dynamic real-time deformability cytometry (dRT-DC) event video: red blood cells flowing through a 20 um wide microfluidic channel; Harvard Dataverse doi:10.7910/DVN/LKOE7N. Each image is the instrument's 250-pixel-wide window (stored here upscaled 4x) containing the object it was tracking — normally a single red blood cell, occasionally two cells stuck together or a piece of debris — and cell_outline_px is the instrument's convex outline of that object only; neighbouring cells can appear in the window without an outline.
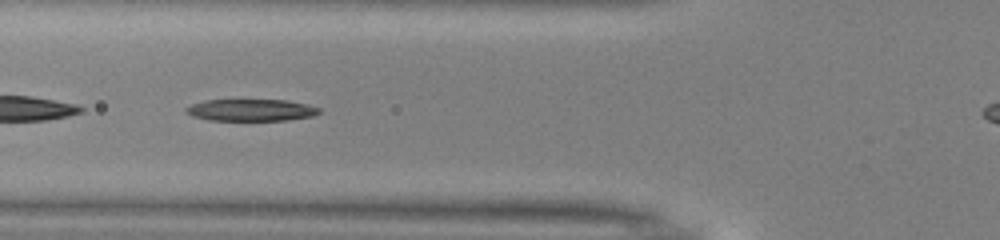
{"species": "common noctule bat (a hibernating species)", "species_latin": "Nyctalus noctula", "temperature_condition": "warm", "stored_images_in_passage": 52, "segment_of_instrument_passage": [2, 2], "camera_frame_rate_fps": 3000, "um_per_image_px": 0.085, "animal": {"sex": "male", "body_mass_g": 13.0, "forearm_length_mm": 53.1}, "frame": {"image": 1, "passage_image": 19, "time_ms": 6.0, "image_size_px": [1000, 240], "cell_outline_px": [[320, 112], [312, 116], [288, 120], [208, 120], [192, 116], [184, 112], [184, 108], [192, 104], [204, 100], [288, 100], [308, 104], [320, 108]], "centroid_in_image_um": [21.32, 9.35], "position_along_channel_um": 104.5, "area_um2": 17.05}}
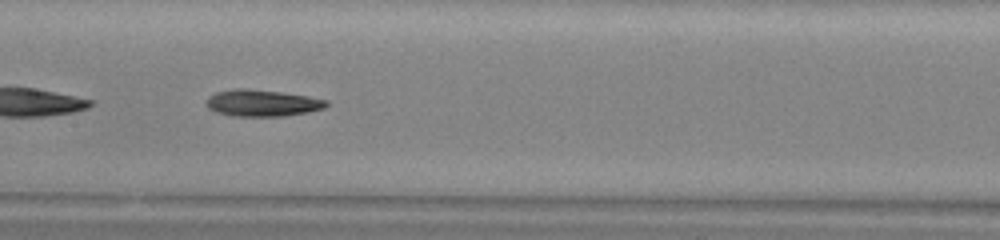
{"frame": {"image": 2, "passage_image": 25, "time_ms": 8.0, "image_size_px": [1000, 240], "cell_outline_px": [[328, 104], [324, 108], [308, 112], [284, 116], [232, 116], [216, 112], [208, 108], [204, 104], [204, 100], [208, 96], [216, 92], [236, 88], [244, 88], [280, 92], [308, 96], [328, 100]], "centroid_in_image_um": [22.24, 8.76], "position_along_channel_um": 185.2, "area_um2": 18.79}}
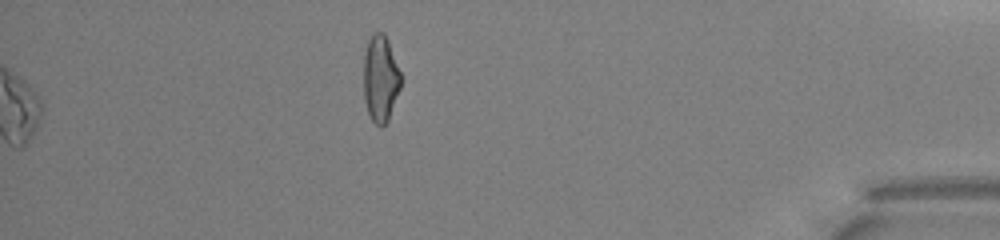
{"frame": {"image": 3, "passage_image": 52, "time_ms": 17.0, "image_size_px": [1000, 240], "cell_outline_px": [[400, 88], [388, 120], [380, 128], [372, 120], [368, 112], [364, 100], [364, 52], [368, 40], [372, 32], [384, 32], [388, 40], [400, 72]], "centroid_in_image_um": [32.32, 6.66], "position_along_channel_um": 402.9, "area_um2": 18.73}}